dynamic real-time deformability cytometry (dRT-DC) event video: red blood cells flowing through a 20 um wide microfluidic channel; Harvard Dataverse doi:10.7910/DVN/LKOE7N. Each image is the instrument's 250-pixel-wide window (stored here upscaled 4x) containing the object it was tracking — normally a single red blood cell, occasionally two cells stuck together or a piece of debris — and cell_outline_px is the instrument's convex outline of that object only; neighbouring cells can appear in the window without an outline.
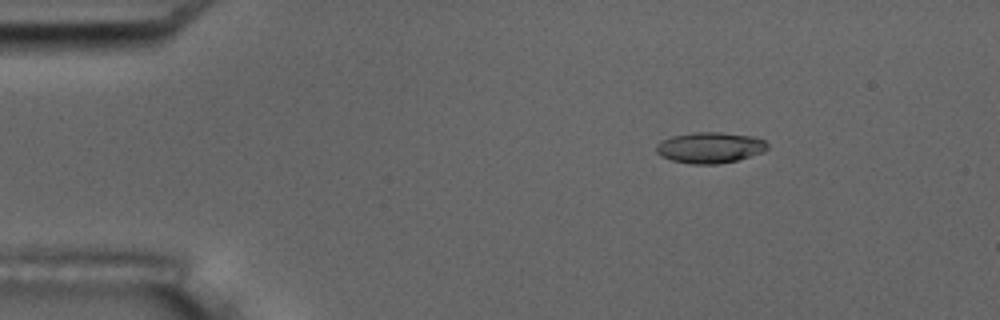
{"species": "common noctule bat (a hibernating species)", "species_latin": "Nyctalus noctula", "temperature_condition": "room temperature", "stored_images_in_passage": 5, "camera_frame_rate_fps": 3000, "um_per_image_px": 0.085, "animal": {"sex": "male", "body_mass_g": 17.5, "forearm_length_mm": 52.3}, "frame": {"image": 1, "passage_image": 3, "time_ms": 2.333, "image_size_px": [1000, 320], "cell_outline_px": [[768, 148], [764, 152], [736, 160], [716, 164], [692, 164], [672, 160], [660, 156], [656, 152], [656, 144], [672, 136], [692, 132], [720, 132], [752, 136], [764, 140], [768, 144]], "centroid_in_image_um": [60.35, 12.54], "position_along_channel_um": 24.7, "area_um2": 20.0}}